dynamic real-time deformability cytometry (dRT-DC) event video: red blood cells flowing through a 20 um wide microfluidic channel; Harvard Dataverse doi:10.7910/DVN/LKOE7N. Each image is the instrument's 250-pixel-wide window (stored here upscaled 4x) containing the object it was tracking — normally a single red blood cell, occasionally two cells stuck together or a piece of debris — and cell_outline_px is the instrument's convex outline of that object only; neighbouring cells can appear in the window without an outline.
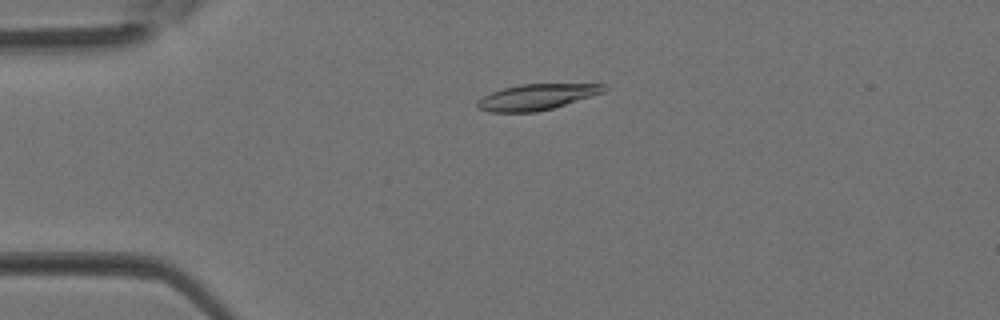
{"species": "Egyptian fruit bat (a non-hibernating species)", "species_latin": "Rousettus aegyptiacus", "temperature_condition": "room temperature", "stored_images_in_passage": 37, "camera_frame_rate_fps": 3000, "um_per_image_px": 0.085, "animal": {"sex": "female"}, "frame": {"image": 1, "passage_image": 9, "time_ms": 2.667, "image_size_px": [1000, 320], "cell_outline_px": [[608, 88], [604, 92], [592, 96], [552, 108], [536, 112], [488, 112], [480, 108], [476, 104], [476, 100], [492, 92], [504, 88], [520, 84], [604, 84]], "centroid_in_image_um": [45.62, 8.24], "position_along_channel_um": 39.4, "area_um2": 18.9}}
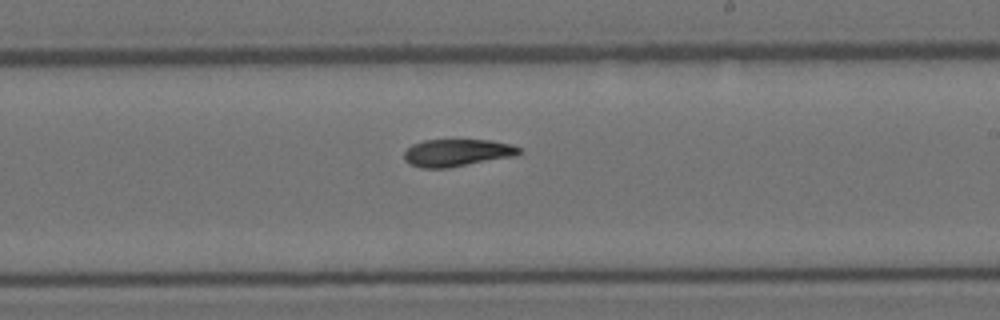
{"frame": {"image": 2, "passage_image": 22, "time_ms": 7.0, "image_size_px": [1000, 320], "cell_outline_px": [[524, 152], [516, 156], [448, 168], [420, 168], [408, 164], [404, 160], [404, 152], [412, 144], [424, 140], [492, 140], [512, 144], [520, 148]], "centroid_in_image_um": [38.87, 12.99], "position_along_channel_um": 250.1, "area_um2": 18.61}}
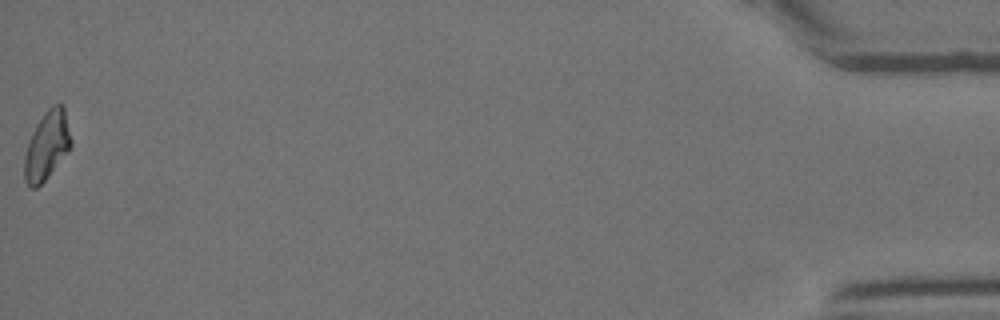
{"frame": {"image": 3, "passage_image": 37, "time_ms": 12.0, "image_size_px": [1000, 320], "cell_outline_px": [[72, 148], [44, 180], [36, 188], [32, 188], [24, 180], [24, 156], [28, 140], [36, 124], [44, 112], [52, 104], [64, 104], [72, 140]], "centroid_in_image_um": [4.0, 12.33], "position_along_channel_um": 431.2, "area_um2": 18.84}}